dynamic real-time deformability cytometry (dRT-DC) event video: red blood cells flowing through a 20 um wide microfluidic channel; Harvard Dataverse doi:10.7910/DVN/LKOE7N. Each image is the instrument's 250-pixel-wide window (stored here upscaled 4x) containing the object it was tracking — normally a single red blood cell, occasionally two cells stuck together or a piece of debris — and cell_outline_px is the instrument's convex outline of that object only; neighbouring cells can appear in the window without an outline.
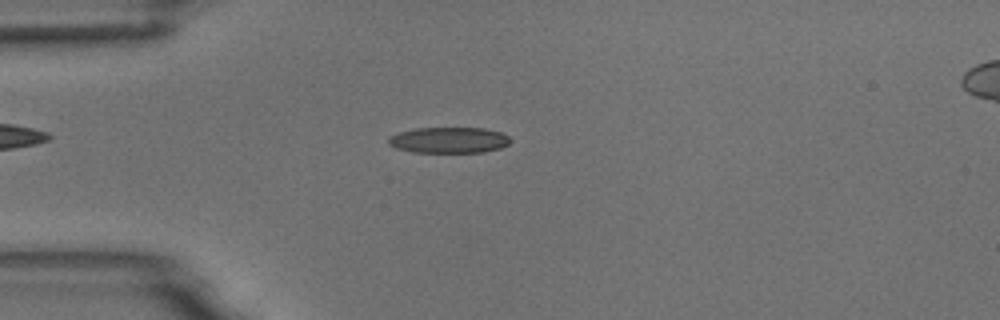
{"species": "common noctule bat (a hibernating species)", "species_latin": "Nyctalus noctula", "temperature_condition": "room temperature", "stored_images_in_passage": 9, "camera_frame_rate_fps": 3000, "um_per_image_px": 0.085, "animal": {"sex": "male", "body_mass_g": 18.8}, "frame": {"image": 1, "passage_image": 3, "time_ms": 3.667, "image_size_px": [1000, 320], "cell_outline_px": [[512, 140], [508, 144], [500, 148], [484, 152], [412, 152], [396, 148], [388, 144], [388, 136], [400, 132], [416, 128], [484, 128], [500, 132], [508, 136]], "centroid_in_image_um": [38.15, 11.91], "position_along_channel_um": 46.9, "area_um2": 18.44}}
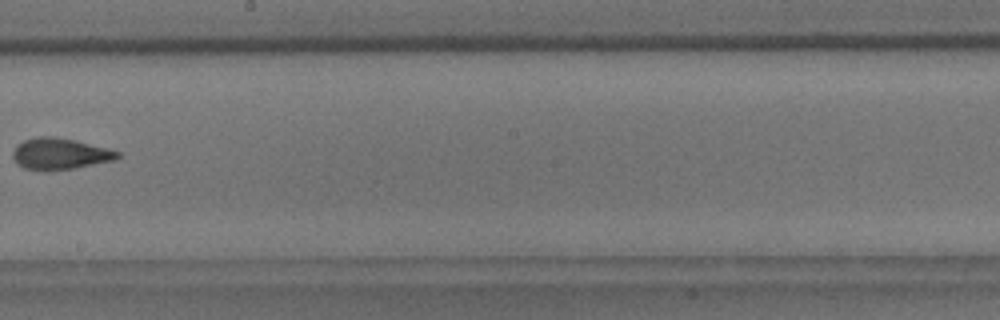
{"frame": {"image": 2, "passage_image": 8, "time_ms": 9.333, "image_size_px": [1000, 320], "cell_outline_px": [[120, 156], [116, 160], [76, 168], [48, 172], [44, 172], [24, 168], [16, 164], [12, 156], [12, 152], [16, 144], [24, 140], [36, 136], [56, 136], [120, 152]], "centroid_in_image_um": [5.02, 13.1], "position_along_channel_um": 243.2, "area_um2": 19.42}}